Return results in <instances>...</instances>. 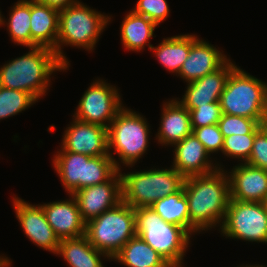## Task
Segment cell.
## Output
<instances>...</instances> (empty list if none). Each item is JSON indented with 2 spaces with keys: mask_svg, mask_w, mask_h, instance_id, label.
<instances>
[{
  "mask_svg": "<svg viewBox=\"0 0 267 267\" xmlns=\"http://www.w3.org/2000/svg\"><path fill=\"white\" fill-rule=\"evenodd\" d=\"M205 175L185 178L183 189L188 202L190 235L222 225L230 201V181L221 165ZM223 169V170H222Z\"/></svg>",
  "mask_w": 267,
  "mask_h": 267,
  "instance_id": "6da1fadb",
  "label": "cell"
},
{
  "mask_svg": "<svg viewBox=\"0 0 267 267\" xmlns=\"http://www.w3.org/2000/svg\"><path fill=\"white\" fill-rule=\"evenodd\" d=\"M29 49L28 53L0 68V86L25 91L39 100L49 89L51 74L60 70L65 71L68 66H64L50 48Z\"/></svg>",
  "mask_w": 267,
  "mask_h": 267,
  "instance_id": "7a4b0ae2",
  "label": "cell"
},
{
  "mask_svg": "<svg viewBox=\"0 0 267 267\" xmlns=\"http://www.w3.org/2000/svg\"><path fill=\"white\" fill-rule=\"evenodd\" d=\"M111 19L82 2L70 5L59 11L58 38L56 57L64 66H70L61 46L69 45L85 48L88 51L95 49V45Z\"/></svg>",
  "mask_w": 267,
  "mask_h": 267,
  "instance_id": "3957f363",
  "label": "cell"
},
{
  "mask_svg": "<svg viewBox=\"0 0 267 267\" xmlns=\"http://www.w3.org/2000/svg\"><path fill=\"white\" fill-rule=\"evenodd\" d=\"M136 235L172 267H182L191 235L181 226L164 221L150 207L135 208Z\"/></svg>",
  "mask_w": 267,
  "mask_h": 267,
  "instance_id": "277c9868",
  "label": "cell"
},
{
  "mask_svg": "<svg viewBox=\"0 0 267 267\" xmlns=\"http://www.w3.org/2000/svg\"><path fill=\"white\" fill-rule=\"evenodd\" d=\"M122 201L133 207H150L156 201L178 192L185 178L173 167L121 173Z\"/></svg>",
  "mask_w": 267,
  "mask_h": 267,
  "instance_id": "5b68a950",
  "label": "cell"
},
{
  "mask_svg": "<svg viewBox=\"0 0 267 267\" xmlns=\"http://www.w3.org/2000/svg\"><path fill=\"white\" fill-rule=\"evenodd\" d=\"M222 113L267 120V83L236 67L221 93Z\"/></svg>",
  "mask_w": 267,
  "mask_h": 267,
  "instance_id": "8992f818",
  "label": "cell"
},
{
  "mask_svg": "<svg viewBox=\"0 0 267 267\" xmlns=\"http://www.w3.org/2000/svg\"><path fill=\"white\" fill-rule=\"evenodd\" d=\"M85 236L111 260L136 236L135 208L123 201L86 223Z\"/></svg>",
  "mask_w": 267,
  "mask_h": 267,
  "instance_id": "52a82bcc",
  "label": "cell"
},
{
  "mask_svg": "<svg viewBox=\"0 0 267 267\" xmlns=\"http://www.w3.org/2000/svg\"><path fill=\"white\" fill-rule=\"evenodd\" d=\"M149 127L146 119L132 109L123 107L117 113L107 130L109 155L118 170H121L120 162L110 150H115L123 165L134 166L149 146Z\"/></svg>",
  "mask_w": 267,
  "mask_h": 267,
  "instance_id": "ba28073f",
  "label": "cell"
},
{
  "mask_svg": "<svg viewBox=\"0 0 267 267\" xmlns=\"http://www.w3.org/2000/svg\"><path fill=\"white\" fill-rule=\"evenodd\" d=\"M53 165L69 195L82 188L102 184L118 171L111 156L91 157L71 151H58Z\"/></svg>",
  "mask_w": 267,
  "mask_h": 267,
  "instance_id": "9c48e42d",
  "label": "cell"
},
{
  "mask_svg": "<svg viewBox=\"0 0 267 267\" xmlns=\"http://www.w3.org/2000/svg\"><path fill=\"white\" fill-rule=\"evenodd\" d=\"M226 238L267 243V210L263 202L230 199L220 227Z\"/></svg>",
  "mask_w": 267,
  "mask_h": 267,
  "instance_id": "30bf717a",
  "label": "cell"
},
{
  "mask_svg": "<svg viewBox=\"0 0 267 267\" xmlns=\"http://www.w3.org/2000/svg\"><path fill=\"white\" fill-rule=\"evenodd\" d=\"M120 98L116 86L96 79L82 95L73 117L108 129L117 113L124 107Z\"/></svg>",
  "mask_w": 267,
  "mask_h": 267,
  "instance_id": "8fae6325",
  "label": "cell"
},
{
  "mask_svg": "<svg viewBox=\"0 0 267 267\" xmlns=\"http://www.w3.org/2000/svg\"><path fill=\"white\" fill-rule=\"evenodd\" d=\"M85 223L122 201L121 175L118 170L108 181L82 188L72 194Z\"/></svg>",
  "mask_w": 267,
  "mask_h": 267,
  "instance_id": "7c38bea8",
  "label": "cell"
},
{
  "mask_svg": "<svg viewBox=\"0 0 267 267\" xmlns=\"http://www.w3.org/2000/svg\"><path fill=\"white\" fill-rule=\"evenodd\" d=\"M13 206L27 238L40 248L56 254L60 239L46 220L43 207L40 204L32 205L19 197L13 198Z\"/></svg>",
  "mask_w": 267,
  "mask_h": 267,
  "instance_id": "4fadbf2b",
  "label": "cell"
},
{
  "mask_svg": "<svg viewBox=\"0 0 267 267\" xmlns=\"http://www.w3.org/2000/svg\"><path fill=\"white\" fill-rule=\"evenodd\" d=\"M73 119L64 131L60 151H71L91 157L110 156L107 128Z\"/></svg>",
  "mask_w": 267,
  "mask_h": 267,
  "instance_id": "5bb4252c",
  "label": "cell"
},
{
  "mask_svg": "<svg viewBox=\"0 0 267 267\" xmlns=\"http://www.w3.org/2000/svg\"><path fill=\"white\" fill-rule=\"evenodd\" d=\"M229 173L230 199L264 202L267 198V170L240 162Z\"/></svg>",
  "mask_w": 267,
  "mask_h": 267,
  "instance_id": "9a60e30c",
  "label": "cell"
},
{
  "mask_svg": "<svg viewBox=\"0 0 267 267\" xmlns=\"http://www.w3.org/2000/svg\"><path fill=\"white\" fill-rule=\"evenodd\" d=\"M237 67L229 59L215 72L187 83V90L179 101L186 109H195L209 103L219 102L230 73Z\"/></svg>",
  "mask_w": 267,
  "mask_h": 267,
  "instance_id": "2e32d148",
  "label": "cell"
},
{
  "mask_svg": "<svg viewBox=\"0 0 267 267\" xmlns=\"http://www.w3.org/2000/svg\"><path fill=\"white\" fill-rule=\"evenodd\" d=\"M174 146V162L172 167L184 178L196 175H205L219 167L212 163L210 154L204 145L192 133Z\"/></svg>",
  "mask_w": 267,
  "mask_h": 267,
  "instance_id": "e0dca14e",
  "label": "cell"
},
{
  "mask_svg": "<svg viewBox=\"0 0 267 267\" xmlns=\"http://www.w3.org/2000/svg\"><path fill=\"white\" fill-rule=\"evenodd\" d=\"M40 204L46 220L59 239L76 238L85 235L86 223L83 221L75 198Z\"/></svg>",
  "mask_w": 267,
  "mask_h": 267,
  "instance_id": "ac0fdd59",
  "label": "cell"
},
{
  "mask_svg": "<svg viewBox=\"0 0 267 267\" xmlns=\"http://www.w3.org/2000/svg\"><path fill=\"white\" fill-rule=\"evenodd\" d=\"M216 47L199 38L191 45L188 58L178 74L186 83L215 72L229 59Z\"/></svg>",
  "mask_w": 267,
  "mask_h": 267,
  "instance_id": "d6986e66",
  "label": "cell"
},
{
  "mask_svg": "<svg viewBox=\"0 0 267 267\" xmlns=\"http://www.w3.org/2000/svg\"><path fill=\"white\" fill-rule=\"evenodd\" d=\"M156 139L161 145L173 146L192 134L189 110L177 99L164 103Z\"/></svg>",
  "mask_w": 267,
  "mask_h": 267,
  "instance_id": "ffe728a7",
  "label": "cell"
},
{
  "mask_svg": "<svg viewBox=\"0 0 267 267\" xmlns=\"http://www.w3.org/2000/svg\"><path fill=\"white\" fill-rule=\"evenodd\" d=\"M59 10L31 0L30 31L32 47L56 49Z\"/></svg>",
  "mask_w": 267,
  "mask_h": 267,
  "instance_id": "44dd1931",
  "label": "cell"
},
{
  "mask_svg": "<svg viewBox=\"0 0 267 267\" xmlns=\"http://www.w3.org/2000/svg\"><path fill=\"white\" fill-rule=\"evenodd\" d=\"M56 254L61 255L70 267H104L101 257L110 259L95 249L85 235L61 239Z\"/></svg>",
  "mask_w": 267,
  "mask_h": 267,
  "instance_id": "7402d4cb",
  "label": "cell"
},
{
  "mask_svg": "<svg viewBox=\"0 0 267 267\" xmlns=\"http://www.w3.org/2000/svg\"><path fill=\"white\" fill-rule=\"evenodd\" d=\"M198 38L195 35L184 34L164 38L157 46H152L160 64L169 71L179 74L184 61L188 58L191 45Z\"/></svg>",
  "mask_w": 267,
  "mask_h": 267,
  "instance_id": "603a6c76",
  "label": "cell"
},
{
  "mask_svg": "<svg viewBox=\"0 0 267 267\" xmlns=\"http://www.w3.org/2000/svg\"><path fill=\"white\" fill-rule=\"evenodd\" d=\"M127 267H172L142 238H131L112 258Z\"/></svg>",
  "mask_w": 267,
  "mask_h": 267,
  "instance_id": "cb8c5ba5",
  "label": "cell"
},
{
  "mask_svg": "<svg viewBox=\"0 0 267 267\" xmlns=\"http://www.w3.org/2000/svg\"><path fill=\"white\" fill-rule=\"evenodd\" d=\"M157 24L143 15L131 10L123 19L120 27L121 41L124 47L130 51L140 52L149 46H153L149 40L153 37Z\"/></svg>",
  "mask_w": 267,
  "mask_h": 267,
  "instance_id": "d4e9b609",
  "label": "cell"
},
{
  "mask_svg": "<svg viewBox=\"0 0 267 267\" xmlns=\"http://www.w3.org/2000/svg\"><path fill=\"white\" fill-rule=\"evenodd\" d=\"M164 221L184 228L190 234L188 202L183 187L150 206Z\"/></svg>",
  "mask_w": 267,
  "mask_h": 267,
  "instance_id": "484cf974",
  "label": "cell"
},
{
  "mask_svg": "<svg viewBox=\"0 0 267 267\" xmlns=\"http://www.w3.org/2000/svg\"><path fill=\"white\" fill-rule=\"evenodd\" d=\"M10 10L8 23L9 35L14 43L32 47L30 31L31 0H19Z\"/></svg>",
  "mask_w": 267,
  "mask_h": 267,
  "instance_id": "4316f807",
  "label": "cell"
},
{
  "mask_svg": "<svg viewBox=\"0 0 267 267\" xmlns=\"http://www.w3.org/2000/svg\"><path fill=\"white\" fill-rule=\"evenodd\" d=\"M36 101L30 93L0 86V120L25 111Z\"/></svg>",
  "mask_w": 267,
  "mask_h": 267,
  "instance_id": "83f0119b",
  "label": "cell"
},
{
  "mask_svg": "<svg viewBox=\"0 0 267 267\" xmlns=\"http://www.w3.org/2000/svg\"><path fill=\"white\" fill-rule=\"evenodd\" d=\"M264 124H267V120H254L225 113L222 114L218 121L220 132L224 138L231 136L232 134H256Z\"/></svg>",
  "mask_w": 267,
  "mask_h": 267,
  "instance_id": "f1b7e54d",
  "label": "cell"
},
{
  "mask_svg": "<svg viewBox=\"0 0 267 267\" xmlns=\"http://www.w3.org/2000/svg\"><path fill=\"white\" fill-rule=\"evenodd\" d=\"M255 134H232L224 138L222 153L246 163L251 155Z\"/></svg>",
  "mask_w": 267,
  "mask_h": 267,
  "instance_id": "f546056e",
  "label": "cell"
},
{
  "mask_svg": "<svg viewBox=\"0 0 267 267\" xmlns=\"http://www.w3.org/2000/svg\"><path fill=\"white\" fill-rule=\"evenodd\" d=\"M192 130L203 126L218 124L222 116L220 102H213L189 110Z\"/></svg>",
  "mask_w": 267,
  "mask_h": 267,
  "instance_id": "4dcf8cb0",
  "label": "cell"
},
{
  "mask_svg": "<svg viewBox=\"0 0 267 267\" xmlns=\"http://www.w3.org/2000/svg\"><path fill=\"white\" fill-rule=\"evenodd\" d=\"M133 11L147 17L159 25L169 16V5L166 0H138Z\"/></svg>",
  "mask_w": 267,
  "mask_h": 267,
  "instance_id": "1f68e13d",
  "label": "cell"
},
{
  "mask_svg": "<svg viewBox=\"0 0 267 267\" xmlns=\"http://www.w3.org/2000/svg\"><path fill=\"white\" fill-rule=\"evenodd\" d=\"M192 133L204 145L205 150L211 155L218 151L222 152L224 137L218 124H212L193 129Z\"/></svg>",
  "mask_w": 267,
  "mask_h": 267,
  "instance_id": "d6a6232c",
  "label": "cell"
},
{
  "mask_svg": "<svg viewBox=\"0 0 267 267\" xmlns=\"http://www.w3.org/2000/svg\"><path fill=\"white\" fill-rule=\"evenodd\" d=\"M246 163L267 170V124L256 132L251 155Z\"/></svg>",
  "mask_w": 267,
  "mask_h": 267,
  "instance_id": "836d02e7",
  "label": "cell"
},
{
  "mask_svg": "<svg viewBox=\"0 0 267 267\" xmlns=\"http://www.w3.org/2000/svg\"><path fill=\"white\" fill-rule=\"evenodd\" d=\"M41 4H45L57 10H63L70 5L80 2L79 0H37Z\"/></svg>",
  "mask_w": 267,
  "mask_h": 267,
  "instance_id": "e575fe53",
  "label": "cell"
},
{
  "mask_svg": "<svg viewBox=\"0 0 267 267\" xmlns=\"http://www.w3.org/2000/svg\"><path fill=\"white\" fill-rule=\"evenodd\" d=\"M11 266V261L8 257L0 256V267H9Z\"/></svg>",
  "mask_w": 267,
  "mask_h": 267,
  "instance_id": "d590c367",
  "label": "cell"
},
{
  "mask_svg": "<svg viewBox=\"0 0 267 267\" xmlns=\"http://www.w3.org/2000/svg\"><path fill=\"white\" fill-rule=\"evenodd\" d=\"M240 267H266V266L259 265V264H258V265H254V266H252V265H248V264H247V265H245V266L243 265V266H240Z\"/></svg>",
  "mask_w": 267,
  "mask_h": 267,
  "instance_id": "8d00e7d4",
  "label": "cell"
},
{
  "mask_svg": "<svg viewBox=\"0 0 267 267\" xmlns=\"http://www.w3.org/2000/svg\"><path fill=\"white\" fill-rule=\"evenodd\" d=\"M1 12H0V25H4V23L6 22L3 17L1 16Z\"/></svg>",
  "mask_w": 267,
  "mask_h": 267,
  "instance_id": "74e56055",
  "label": "cell"
},
{
  "mask_svg": "<svg viewBox=\"0 0 267 267\" xmlns=\"http://www.w3.org/2000/svg\"><path fill=\"white\" fill-rule=\"evenodd\" d=\"M264 205H265V207H266V210H267V198L264 200Z\"/></svg>",
  "mask_w": 267,
  "mask_h": 267,
  "instance_id": "f35d334b",
  "label": "cell"
}]
</instances>
